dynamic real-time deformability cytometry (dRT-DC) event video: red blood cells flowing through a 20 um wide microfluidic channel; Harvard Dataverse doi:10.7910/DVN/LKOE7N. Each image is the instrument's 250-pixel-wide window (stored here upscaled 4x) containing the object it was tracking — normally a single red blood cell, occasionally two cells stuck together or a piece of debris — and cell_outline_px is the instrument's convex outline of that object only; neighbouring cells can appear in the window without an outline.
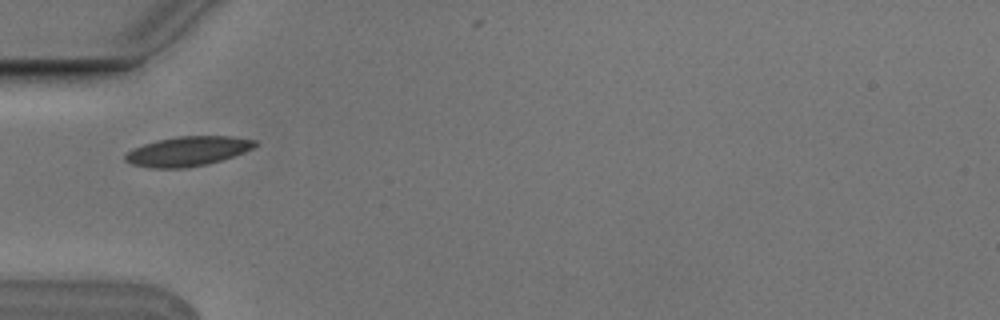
{"species": "Egyptian fruit bat (a non-hibernating species)", "species_latin": "Rousettus aegyptiacus", "temperature_condition": "cold", "stored_images_in_passage": 1, "camera_frame_rate_fps": 3000, "um_per_image_px": 0.085, "animal": {"sex": "male"}, "frame": {"image": 1, "passage_image": 1, "time_ms": 0.0, "image_size_px": [1000, 320], "cell_outline_px": [[260, 144], [244, 152], [208, 164], [188, 168], [152, 168], [132, 164], [124, 160], [124, 156], [132, 148], [144, 144], [176, 136], [232, 136], [256, 140]], "centroid_in_image_um": [15.97, 12.85], "position_along_channel_um": 69.0, "area_um2": 22.37}}